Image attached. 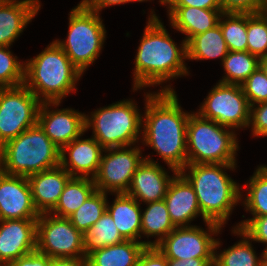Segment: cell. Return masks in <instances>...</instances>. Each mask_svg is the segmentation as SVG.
Wrapping results in <instances>:
<instances>
[{
	"label": "cell",
	"instance_id": "6da1fadb",
	"mask_svg": "<svg viewBox=\"0 0 267 266\" xmlns=\"http://www.w3.org/2000/svg\"><path fill=\"white\" fill-rule=\"evenodd\" d=\"M170 85L158 93L145 96V113L142 124L144 145L151 146L174 175L187 165V122L189 112H184Z\"/></svg>",
	"mask_w": 267,
	"mask_h": 266
},
{
	"label": "cell",
	"instance_id": "7a4b0ae2",
	"mask_svg": "<svg viewBox=\"0 0 267 266\" xmlns=\"http://www.w3.org/2000/svg\"><path fill=\"white\" fill-rule=\"evenodd\" d=\"M158 18L155 12L151 11L137 49L133 72L134 91L188 75L184 62V59L187 60L185 40L180 44L181 47H178Z\"/></svg>",
	"mask_w": 267,
	"mask_h": 266
},
{
	"label": "cell",
	"instance_id": "3957f363",
	"mask_svg": "<svg viewBox=\"0 0 267 266\" xmlns=\"http://www.w3.org/2000/svg\"><path fill=\"white\" fill-rule=\"evenodd\" d=\"M235 166L236 164H187L180 171L194 188L205 223L210 221L223 226L233 207L243 197L241 187L225 172V169L233 170Z\"/></svg>",
	"mask_w": 267,
	"mask_h": 266
},
{
	"label": "cell",
	"instance_id": "277c9868",
	"mask_svg": "<svg viewBox=\"0 0 267 266\" xmlns=\"http://www.w3.org/2000/svg\"><path fill=\"white\" fill-rule=\"evenodd\" d=\"M27 61L24 85L42 103H61L66 95L77 90L75 85L82 73L55 41Z\"/></svg>",
	"mask_w": 267,
	"mask_h": 266
},
{
	"label": "cell",
	"instance_id": "5b68a950",
	"mask_svg": "<svg viewBox=\"0 0 267 266\" xmlns=\"http://www.w3.org/2000/svg\"><path fill=\"white\" fill-rule=\"evenodd\" d=\"M61 149L37 123L0 147V170L29 177L60 165Z\"/></svg>",
	"mask_w": 267,
	"mask_h": 266
},
{
	"label": "cell",
	"instance_id": "8992f818",
	"mask_svg": "<svg viewBox=\"0 0 267 266\" xmlns=\"http://www.w3.org/2000/svg\"><path fill=\"white\" fill-rule=\"evenodd\" d=\"M197 112L187 122V164H236L237 136L233 130Z\"/></svg>",
	"mask_w": 267,
	"mask_h": 266
},
{
	"label": "cell",
	"instance_id": "52a82bcc",
	"mask_svg": "<svg viewBox=\"0 0 267 266\" xmlns=\"http://www.w3.org/2000/svg\"><path fill=\"white\" fill-rule=\"evenodd\" d=\"M143 116L133 100H123L85 115V131L93 129V138L105 148L136 145L142 134ZM140 132V133H139Z\"/></svg>",
	"mask_w": 267,
	"mask_h": 266
},
{
	"label": "cell",
	"instance_id": "ba28073f",
	"mask_svg": "<svg viewBox=\"0 0 267 266\" xmlns=\"http://www.w3.org/2000/svg\"><path fill=\"white\" fill-rule=\"evenodd\" d=\"M69 15L67 40L55 42L83 74L99 57L106 30L99 13L87 8L82 2L73 8Z\"/></svg>",
	"mask_w": 267,
	"mask_h": 266
},
{
	"label": "cell",
	"instance_id": "9c48e42d",
	"mask_svg": "<svg viewBox=\"0 0 267 266\" xmlns=\"http://www.w3.org/2000/svg\"><path fill=\"white\" fill-rule=\"evenodd\" d=\"M41 103L24 84L0 88V147L37 124Z\"/></svg>",
	"mask_w": 267,
	"mask_h": 266
},
{
	"label": "cell",
	"instance_id": "30bf717a",
	"mask_svg": "<svg viewBox=\"0 0 267 266\" xmlns=\"http://www.w3.org/2000/svg\"><path fill=\"white\" fill-rule=\"evenodd\" d=\"M84 234L69 218L42 213L37 219L36 250L50 258H83Z\"/></svg>",
	"mask_w": 267,
	"mask_h": 266
},
{
	"label": "cell",
	"instance_id": "8fae6325",
	"mask_svg": "<svg viewBox=\"0 0 267 266\" xmlns=\"http://www.w3.org/2000/svg\"><path fill=\"white\" fill-rule=\"evenodd\" d=\"M206 226L207 231L193 225L175 227L156 247L167 259L214 258L221 244L212 235H218L222 226L210 221Z\"/></svg>",
	"mask_w": 267,
	"mask_h": 266
},
{
	"label": "cell",
	"instance_id": "7c38bea8",
	"mask_svg": "<svg viewBox=\"0 0 267 266\" xmlns=\"http://www.w3.org/2000/svg\"><path fill=\"white\" fill-rule=\"evenodd\" d=\"M197 112L227 128L249 127L250 104L241 85L218 82Z\"/></svg>",
	"mask_w": 267,
	"mask_h": 266
},
{
	"label": "cell",
	"instance_id": "4fadbf2b",
	"mask_svg": "<svg viewBox=\"0 0 267 266\" xmlns=\"http://www.w3.org/2000/svg\"><path fill=\"white\" fill-rule=\"evenodd\" d=\"M105 148L108 153L101 157L97 174L93 178L96 190L108 193H127L133 175L138 166L143 162L141 148L131 147Z\"/></svg>",
	"mask_w": 267,
	"mask_h": 266
},
{
	"label": "cell",
	"instance_id": "5bb4252c",
	"mask_svg": "<svg viewBox=\"0 0 267 266\" xmlns=\"http://www.w3.org/2000/svg\"><path fill=\"white\" fill-rule=\"evenodd\" d=\"M59 106L60 102H43L39 108L37 123L48 138L60 149L83 135L85 131V114L73 109L49 110Z\"/></svg>",
	"mask_w": 267,
	"mask_h": 266
},
{
	"label": "cell",
	"instance_id": "9a60e30c",
	"mask_svg": "<svg viewBox=\"0 0 267 266\" xmlns=\"http://www.w3.org/2000/svg\"><path fill=\"white\" fill-rule=\"evenodd\" d=\"M27 177L0 170V220L38 219Z\"/></svg>",
	"mask_w": 267,
	"mask_h": 266
},
{
	"label": "cell",
	"instance_id": "2e32d148",
	"mask_svg": "<svg viewBox=\"0 0 267 266\" xmlns=\"http://www.w3.org/2000/svg\"><path fill=\"white\" fill-rule=\"evenodd\" d=\"M37 219L0 220V266L36 250Z\"/></svg>",
	"mask_w": 267,
	"mask_h": 266
},
{
	"label": "cell",
	"instance_id": "e0dca14e",
	"mask_svg": "<svg viewBox=\"0 0 267 266\" xmlns=\"http://www.w3.org/2000/svg\"><path fill=\"white\" fill-rule=\"evenodd\" d=\"M80 137L61 149L60 165L72 177L93 179L97 174L104 148L93 137L88 139ZM66 153L69 155V161Z\"/></svg>",
	"mask_w": 267,
	"mask_h": 266
},
{
	"label": "cell",
	"instance_id": "ac0fdd59",
	"mask_svg": "<svg viewBox=\"0 0 267 266\" xmlns=\"http://www.w3.org/2000/svg\"><path fill=\"white\" fill-rule=\"evenodd\" d=\"M173 178L174 176L170 177L159 163L149 156L145 157L136 169L126 194L145 204L164 200Z\"/></svg>",
	"mask_w": 267,
	"mask_h": 266
},
{
	"label": "cell",
	"instance_id": "d6986e66",
	"mask_svg": "<svg viewBox=\"0 0 267 266\" xmlns=\"http://www.w3.org/2000/svg\"><path fill=\"white\" fill-rule=\"evenodd\" d=\"M72 176L61 166L27 177L35 209L39 214L50 213Z\"/></svg>",
	"mask_w": 267,
	"mask_h": 266
},
{
	"label": "cell",
	"instance_id": "ffe728a7",
	"mask_svg": "<svg viewBox=\"0 0 267 266\" xmlns=\"http://www.w3.org/2000/svg\"><path fill=\"white\" fill-rule=\"evenodd\" d=\"M164 201L176 227L189 226L194 218L202 216L194 188L180 172L169 183Z\"/></svg>",
	"mask_w": 267,
	"mask_h": 266
},
{
	"label": "cell",
	"instance_id": "44dd1931",
	"mask_svg": "<svg viewBox=\"0 0 267 266\" xmlns=\"http://www.w3.org/2000/svg\"><path fill=\"white\" fill-rule=\"evenodd\" d=\"M40 7L39 0L0 2V46L10 47Z\"/></svg>",
	"mask_w": 267,
	"mask_h": 266
},
{
	"label": "cell",
	"instance_id": "7402d4cb",
	"mask_svg": "<svg viewBox=\"0 0 267 266\" xmlns=\"http://www.w3.org/2000/svg\"><path fill=\"white\" fill-rule=\"evenodd\" d=\"M221 9H203L188 6H168L170 24L185 34L187 43L193 36L204 33L218 25Z\"/></svg>",
	"mask_w": 267,
	"mask_h": 266
},
{
	"label": "cell",
	"instance_id": "603a6c76",
	"mask_svg": "<svg viewBox=\"0 0 267 266\" xmlns=\"http://www.w3.org/2000/svg\"><path fill=\"white\" fill-rule=\"evenodd\" d=\"M113 204L107 202V211L111 215L115 226L125 240L142 242L152 246L151 241H138L141 239V210L139 202L126 193L115 194Z\"/></svg>",
	"mask_w": 267,
	"mask_h": 266
},
{
	"label": "cell",
	"instance_id": "cb8c5ba5",
	"mask_svg": "<svg viewBox=\"0 0 267 266\" xmlns=\"http://www.w3.org/2000/svg\"><path fill=\"white\" fill-rule=\"evenodd\" d=\"M146 245L142 242L125 240L106 246L87 256L89 266H137L140 254Z\"/></svg>",
	"mask_w": 267,
	"mask_h": 266
},
{
	"label": "cell",
	"instance_id": "d4e9b609",
	"mask_svg": "<svg viewBox=\"0 0 267 266\" xmlns=\"http://www.w3.org/2000/svg\"><path fill=\"white\" fill-rule=\"evenodd\" d=\"M186 49L187 60H208L218 57L223 62L229 52L219 24L204 33L193 36L186 43Z\"/></svg>",
	"mask_w": 267,
	"mask_h": 266
},
{
	"label": "cell",
	"instance_id": "484cf974",
	"mask_svg": "<svg viewBox=\"0 0 267 266\" xmlns=\"http://www.w3.org/2000/svg\"><path fill=\"white\" fill-rule=\"evenodd\" d=\"M95 190L93 179L72 177L50 213L58 217L69 218Z\"/></svg>",
	"mask_w": 267,
	"mask_h": 266
},
{
	"label": "cell",
	"instance_id": "4316f807",
	"mask_svg": "<svg viewBox=\"0 0 267 266\" xmlns=\"http://www.w3.org/2000/svg\"><path fill=\"white\" fill-rule=\"evenodd\" d=\"M164 200L147 203V208L141 212V234L157 236L152 246L159 244L172 230L175 229Z\"/></svg>",
	"mask_w": 267,
	"mask_h": 266
},
{
	"label": "cell",
	"instance_id": "83f0119b",
	"mask_svg": "<svg viewBox=\"0 0 267 266\" xmlns=\"http://www.w3.org/2000/svg\"><path fill=\"white\" fill-rule=\"evenodd\" d=\"M123 241L125 239L119 233L111 215L106 210L100 219L84 233L83 250L87 257L95 250Z\"/></svg>",
	"mask_w": 267,
	"mask_h": 266
},
{
	"label": "cell",
	"instance_id": "f1b7e54d",
	"mask_svg": "<svg viewBox=\"0 0 267 266\" xmlns=\"http://www.w3.org/2000/svg\"><path fill=\"white\" fill-rule=\"evenodd\" d=\"M233 234L242 236L241 241L224 249L221 253L215 251L214 254V266H260L261 258H258L254 249L252 248V242L250 238L238 228H233Z\"/></svg>",
	"mask_w": 267,
	"mask_h": 266
},
{
	"label": "cell",
	"instance_id": "f546056e",
	"mask_svg": "<svg viewBox=\"0 0 267 266\" xmlns=\"http://www.w3.org/2000/svg\"><path fill=\"white\" fill-rule=\"evenodd\" d=\"M222 64L226 75L219 82L241 85L260 66V59L248 51H229Z\"/></svg>",
	"mask_w": 267,
	"mask_h": 266
},
{
	"label": "cell",
	"instance_id": "4dcf8cb0",
	"mask_svg": "<svg viewBox=\"0 0 267 266\" xmlns=\"http://www.w3.org/2000/svg\"><path fill=\"white\" fill-rule=\"evenodd\" d=\"M107 193L95 190L69 217L72 225L83 234L93 226L107 210Z\"/></svg>",
	"mask_w": 267,
	"mask_h": 266
},
{
	"label": "cell",
	"instance_id": "1f68e13d",
	"mask_svg": "<svg viewBox=\"0 0 267 266\" xmlns=\"http://www.w3.org/2000/svg\"><path fill=\"white\" fill-rule=\"evenodd\" d=\"M218 24L229 51H247V13H222Z\"/></svg>",
	"mask_w": 267,
	"mask_h": 266
},
{
	"label": "cell",
	"instance_id": "d6a6232c",
	"mask_svg": "<svg viewBox=\"0 0 267 266\" xmlns=\"http://www.w3.org/2000/svg\"><path fill=\"white\" fill-rule=\"evenodd\" d=\"M249 190L243 201L254 217L267 215V166L260 165L247 183Z\"/></svg>",
	"mask_w": 267,
	"mask_h": 266
},
{
	"label": "cell",
	"instance_id": "836d02e7",
	"mask_svg": "<svg viewBox=\"0 0 267 266\" xmlns=\"http://www.w3.org/2000/svg\"><path fill=\"white\" fill-rule=\"evenodd\" d=\"M247 51L259 59L267 56V15L247 14Z\"/></svg>",
	"mask_w": 267,
	"mask_h": 266
},
{
	"label": "cell",
	"instance_id": "e575fe53",
	"mask_svg": "<svg viewBox=\"0 0 267 266\" xmlns=\"http://www.w3.org/2000/svg\"><path fill=\"white\" fill-rule=\"evenodd\" d=\"M25 63L13 56L9 47L0 46V88L24 84Z\"/></svg>",
	"mask_w": 267,
	"mask_h": 266
},
{
	"label": "cell",
	"instance_id": "d590c367",
	"mask_svg": "<svg viewBox=\"0 0 267 266\" xmlns=\"http://www.w3.org/2000/svg\"><path fill=\"white\" fill-rule=\"evenodd\" d=\"M250 106L267 101V76L259 66L242 84Z\"/></svg>",
	"mask_w": 267,
	"mask_h": 266
},
{
	"label": "cell",
	"instance_id": "8d00e7d4",
	"mask_svg": "<svg viewBox=\"0 0 267 266\" xmlns=\"http://www.w3.org/2000/svg\"><path fill=\"white\" fill-rule=\"evenodd\" d=\"M235 228L244 232L251 241L265 243L267 250V215L243 220Z\"/></svg>",
	"mask_w": 267,
	"mask_h": 266
},
{
	"label": "cell",
	"instance_id": "74e56055",
	"mask_svg": "<svg viewBox=\"0 0 267 266\" xmlns=\"http://www.w3.org/2000/svg\"><path fill=\"white\" fill-rule=\"evenodd\" d=\"M223 13H247L262 12L267 6V0H219Z\"/></svg>",
	"mask_w": 267,
	"mask_h": 266
},
{
	"label": "cell",
	"instance_id": "f35d334b",
	"mask_svg": "<svg viewBox=\"0 0 267 266\" xmlns=\"http://www.w3.org/2000/svg\"><path fill=\"white\" fill-rule=\"evenodd\" d=\"M257 105V107H256ZM250 107L251 131L254 136H267V101Z\"/></svg>",
	"mask_w": 267,
	"mask_h": 266
},
{
	"label": "cell",
	"instance_id": "ab89813d",
	"mask_svg": "<svg viewBox=\"0 0 267 266\" xmlns=\"http://www.w3.org/2000/svg\"><path fill=\"white\" fill-rule=\"evenodd\" d=\"M137 266H169L168 259L156 246H146L140 254Z\"/></svg>",
	"mask_w": 267,
	"mask_h": 266
},
{
	"label": "cell",
	"instance_id": "60d3db41",
	"mask_svg": "<svg viewBox=\"0 0 267 266\" xmlns=\"http://www.w3.org/2000/svg\"><path fill=\"white\" fill-rule=\"evenodd\" d=\"M50 264L51 258L49 256L35 250L12 261L7 266H50Z\"/></svg>",
	"mask_w": 267,
	"mask_h": 266
},
{
	"label": "cell",
	"instance_id": "b9f144b4",
	"mask_svg": "<svg viewBox=\"0 0 267 266\" xmlns=\"http://www.w3.org/2000/svg\"><path fill=\"white\" fill-rule=\"evenodd\" d=\"M167 6H188L203 9H221L219 0H164Z\"/></svg>",
	"mask_w": 267,
	"mask_h": 266
},
{
	"label": "cell",
	"instance_id": "7bdbcfd3",
	"mask_svg": "<svg viewBox=\"0 0 267 266\" xmlns=\"http://www.w3.org/2000/svg\"><path fill=\"white\" fill-rule=\"evenodd\" d=\"M169 266H214V258L168 259Z\"/></svg>",
	"mask_w": 267,
	"mask_h": 266
},
{
	"label": "cell",
	"instance_id": "ee69618b",
	"mask_svg": "<svg viewBox=\"0 0 267 266\" xmlns=\"http://www.w3.org/2000/svg\"><path fill=\"white\" fill-rule=\"evenodd\" d=\"M87 8L99 13L107 6L120 5L126 3V0H82L81 1Z\"/></svg>",
	"mask_w": 267,
	"mask_h": 266
},
{
	"label": "cell",
	"instance_id": "f6af8a7d",
	"mask_svg": "<svg viewBox=\"0 0 267 266\" xmlns=\"http://www.w3.org/2000/svg\"><path fill=\"white\" fill-rule=\"evenodd\" d=\"M50 266H89L87 257L83 258H51Z\"/></svg>",
	"mask_w": 267,
	"mask_h": 266
},
{
	"label": "cell",
	"instance_id": "bcb514c9",
	"mask_svg": "<svg viewBox=\"0 0 267 266\" xmlns=\"http://www.w3.org/2000/svg\"><path fill=\"white\" fill-rule=\"evenodd\" d=\"M260 67L267 76V56L260 58Z\"/></svg>",
	"mask_w": 267,
	"mask_h": 266
},
{
	"label": "cell",
	"instance_id": "7dc6e473",
	"mask_svg": "<svg viewBox=\"0 0 267 266\" xmlns=\"http://www.w3.org/2000/svg\"><path fill=\"white\" fill-rule=\"evenodd\" d=\"M260 266H267V255L264 252H262V259Z\"/></svg>",
	"mask_w": 267,
	"mask_h": 266
},
{
	"label": "cell",
	"instance_id": "c3c4849f",
	"mask_svg": "<svg viewBox=\"0 0 267 266\" xmlns=\"http://www.w3.org/2000/svg\"><path fill=\"white\" fill-rule=\"evenodd\" d=\"M144 2V1H148V0H126V3H129V2ZM160 4H164V0H159Z\"/></svg>",
	"mask_w": 267,
	"mask_h": 266
},
{
	"label": "cell",
	"instance_id": "681fc988",
	"mask_svg": "<svg viewBox=\"0 0 267 266\" xmlns=\"http://www.w3.org/2000/svg\"><path fill=\"white\" fill-rule=\"evenodd\" d=\"M9 1H14V0H0V2H9Z\"/></svg>",
	"mask_w": 267,
	"mask_h": 266
},
{
	"label": "cell",
	"instance_id": "f907efd6",
	"mask_svg": "<svg viewBox=\"0 0 267 266\" xmlns=\"http://www.w3.org/2000/svg\"><path fill=\"white\" fill-rule=\"evenodd\" d=\"M263 12L267 15V6H266V8L263 10Z\"/></svg>",
	"mask_w": 267,
	"mask_h": 266
}]
</instances>
